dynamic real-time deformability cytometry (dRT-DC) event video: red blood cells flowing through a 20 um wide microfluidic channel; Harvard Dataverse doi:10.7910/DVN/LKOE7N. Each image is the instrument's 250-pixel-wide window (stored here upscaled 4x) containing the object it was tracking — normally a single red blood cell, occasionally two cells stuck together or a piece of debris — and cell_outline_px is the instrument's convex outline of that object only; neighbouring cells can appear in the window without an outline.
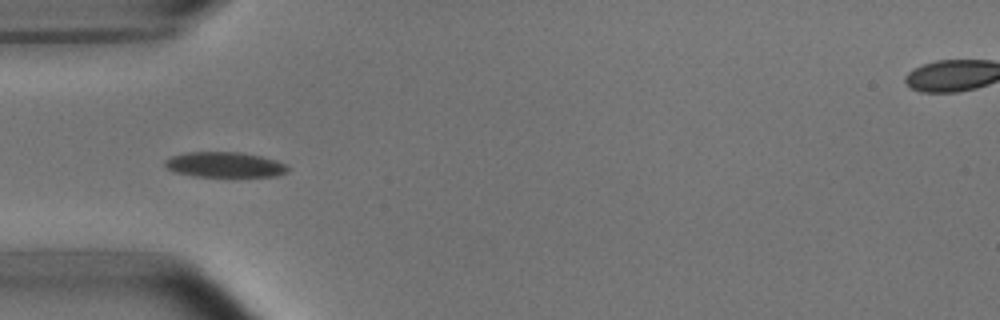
{"species": "common noctule bat (a hibernating species)", "species_latin": "Nyctalus noctula", "temperature_condition": "room temperature", "stored_images_in_passage": 38, "camera_frame_rate_fps": 3000, "um_per_image_px": 0.085, "animal": {"sex": "male", "body_mass_g": 15.6}, "frame": {"image": 1, "passage_image": 1, "time_ms": 0.0, "image_size_px": [1000, 320], "cell_outline_px": [[288, 172], [276, 176], [192, 176], [172, 172], [164, 164], [164, 160], [172, 156], [184, 152], [240, 152], [260, 156], [276, 160], [284, 164], [288, 168]], "centroid_in_image_um": [19.05, 14.0], "position_along_channel_um": 65.9, "area_um2": 18.09}}
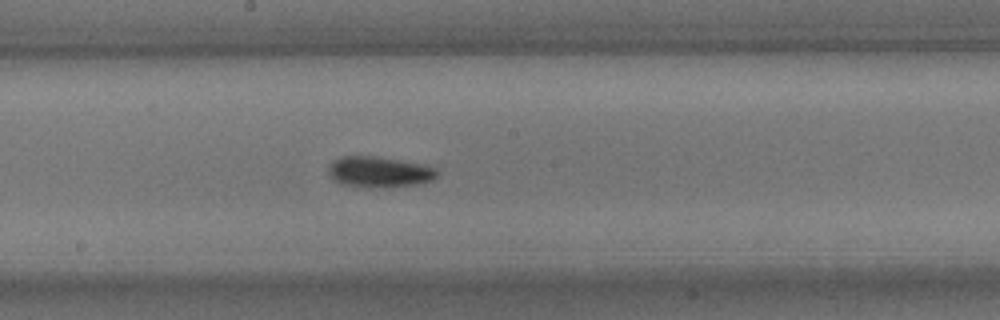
{"frame": {"image": 2, "passage_image": 13, "time_ms": 4.0, "image_size_px": [1000, 320], "cell_outline_px": [[440, 172], [432, 180], [416, 184], [384, 188], [364, 188], [340, 184], [332, 180], [328, 172], [328, 164], [332, 160], [344, 156], [372, 156], [424, 164], [436, 168]], "centroid_in_image_um": [32.19, 14.63], "position_along_channel_um": 216.0, "area_um2": 19.88}}
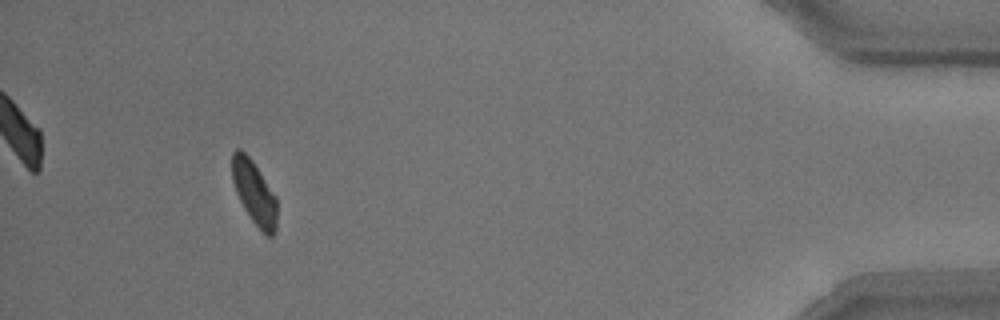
{"frame": {"image": 3, "passage_image": 34, "time_ms": 11.0, "image_size_px": [1000, 320], "cell_outline_px": [[276, 232], [272, 236], [268, 236], [252, 220], [244, 208], [236, 192], [232, 180], [232, 152], [236, 148], [240, 148], [252, 160], [276, 196]], "centroid_in_image_um": [21.6, 16.34], "position_along_channel_um": 413.6, "area_um2": 16.42}, "authors_computed_cell_mechanics": {"area_um2": 17.9469, "velocity_mm_per_s": 3.7426, "shape_relaxation_time_tau1_ms": 2.2534, "shape_relaxation_time_tau2_ms": 4.6799, "deformation_change_tau1": 0.0938, "deformation_change_tau2": 0.0932}}